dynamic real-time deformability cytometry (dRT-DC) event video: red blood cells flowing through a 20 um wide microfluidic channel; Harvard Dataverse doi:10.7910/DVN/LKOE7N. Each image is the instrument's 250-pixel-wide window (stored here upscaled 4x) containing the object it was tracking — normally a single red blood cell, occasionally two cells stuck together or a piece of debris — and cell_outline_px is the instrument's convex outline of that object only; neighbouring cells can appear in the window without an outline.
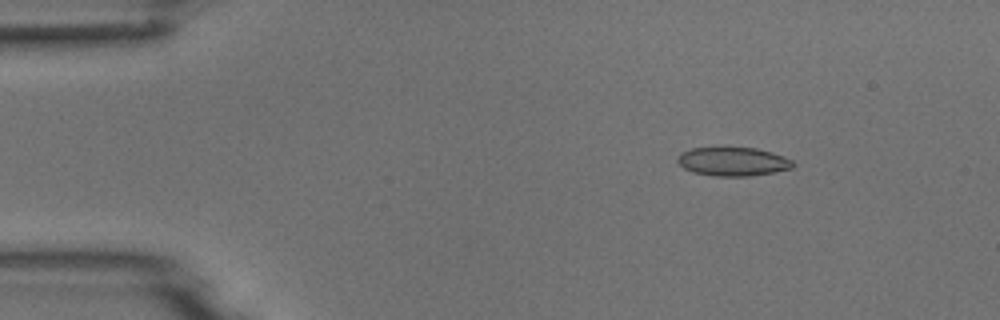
{"species": "common noctule bat (a hibernating species)", "species_latin": "Nyctalus noctula", "temperature_condition": "room temperature", "stored_images_in_passage": 51, "camera_frame_rate_fps": 3000, "um_per_image_px": 0.085, "animal": {"sex": "male", "body_mass_g": 18.8}, "frame": {"image": 1, "passage_image": 7, "time_ms": 2.0, "image_size_px": [1000, 320], "cell_outline_px": [[796, 164], [792, 168], [772, 172], [748, 176], [712, 176], [692, 172], [684, 168], [676, 160], [680, 152], [692, 148], [756, 148], [772, 152], [784, 156], [792, 160]], "centroid_in_image_um": [62.29, 13.73], "position_along_channel_um": 22.7, "area_um2": 19.31}}
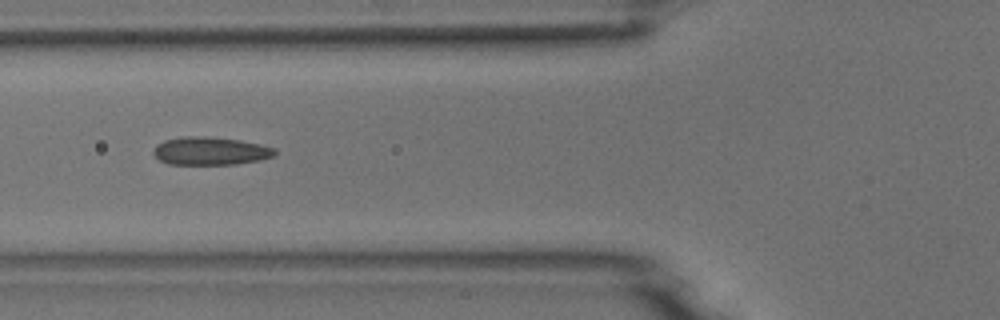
{"frame": {"image": 2, "passage_image": 19, "time_ms": 6.0, "image_size_px": [1000, 320], "cell_outline_px": [[276, 156], [260, 160], [236, 164], [168, 164], [160, 160], [152, 152], [156, 144], [164, 140], [184, 136], [204, 136], [240, 140], [260, 144], [276, 148]], "centroid_in_image_um": [17.9, 12.83], "position_along_channel_um": 107.9, "area_um2": 19.94}}
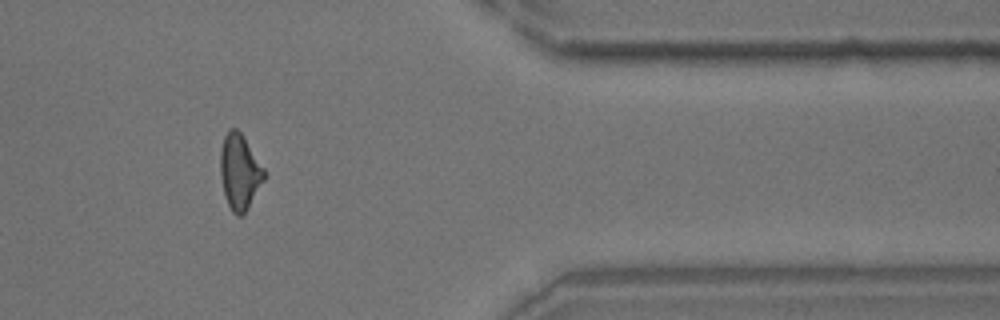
{"frame": {"image": 3, "passage_image": 42, "time_ms": 13.667, "image_size_px": [1000, 320], "cell_outline_px": [[264, 180], [248, 208], [240, 216], [236, 216], [232, 212], [228, 204], [224, 192], [220, 176], [220, 152], [224, 136], [228, 128], [236, 128], [240, 132], [264, 168]], "centroid_in_image_um": [20.35, 14.6], "position_along_channel_um": 391.1, "area_um2": 19.02}}